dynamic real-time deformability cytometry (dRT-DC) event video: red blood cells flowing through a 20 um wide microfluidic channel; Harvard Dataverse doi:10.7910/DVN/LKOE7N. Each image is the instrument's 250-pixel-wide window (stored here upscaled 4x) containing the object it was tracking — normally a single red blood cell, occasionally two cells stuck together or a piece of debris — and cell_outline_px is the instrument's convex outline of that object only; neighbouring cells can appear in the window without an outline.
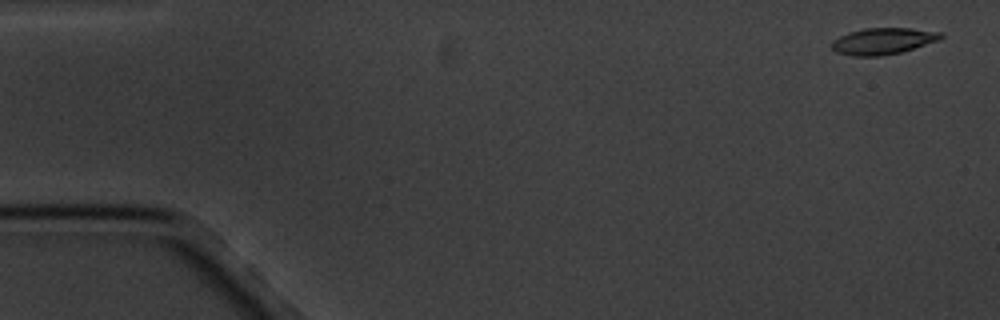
{"species": "common noctule bat (a hibernating species)", "species_latin": "Nyctalus noctula", "temperature_condition": "cold", "stored_images_in_passage": 5, "camera_frame_rate_fps": 3000, "um_per_image_px": 0.085, "animal": {"sex": "male", "body_mass_g": 20.1, "forearm_length_mm": 53.5}, "frame": {"image": 1, "passage_image": 1, "time_ms": 0.0, "image_size_px": [1000, 320], "cell_outline_px": [[944, 36], [940, 40], [900, 52], [880, 56], [852, 56], [836, 52], [832, 48], [832, 40], [848, 32], [864, 28], [912, 28], [940, 32]], "centroid_in_image_um": [75.04, 3.49], "position_along_channel_um": 10.0, "area_um2": 16.82}}
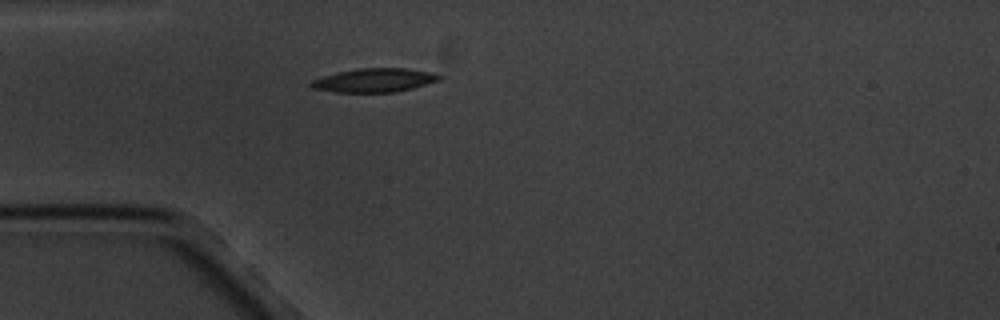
{"frame": {"image": 2, "passage_image": 5, "time_ms": 4.667, "image_size_px": [1000, 320], "cell_outline_px": [[444, 76], [440, 80], [412, 88], [396, 92], [336, 92], [312, 88], [308, 84], [312, 80], [336, 72], [356, 68], [404, 68], [432, 72]], "centroid_in_image_um": [31.83, 6.81], "position_along_channel_um": 53.2, "area_um2": 17.8}}